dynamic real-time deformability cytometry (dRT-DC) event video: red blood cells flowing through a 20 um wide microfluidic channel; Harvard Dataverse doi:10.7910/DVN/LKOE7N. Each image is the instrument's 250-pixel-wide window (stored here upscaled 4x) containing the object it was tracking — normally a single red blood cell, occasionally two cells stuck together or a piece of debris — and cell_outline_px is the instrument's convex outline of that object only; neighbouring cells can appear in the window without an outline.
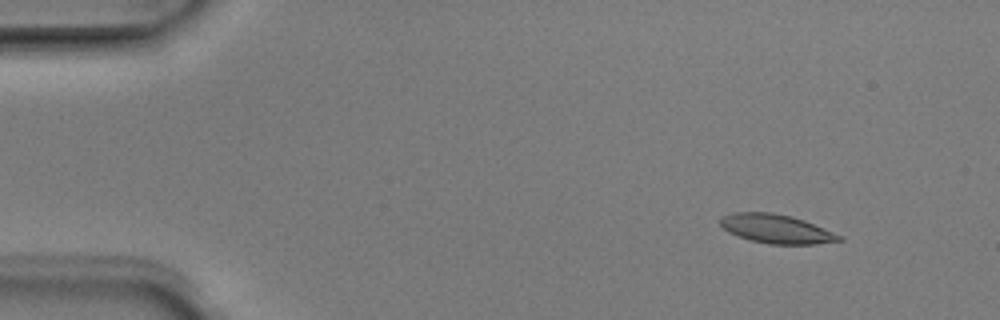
{"species": "Egyptian fruit bat (a non-hibernating species)", "species_latin": "Rousettus aegyptiacus", "temperature_condition": "room temperature", "stored_images_in_passage": 8, "camera_frame_rate_fps": 3000, "um_per_image_px": 0.085, "animal": {"sex": "male"}, "frame": {"image": 1, "passage_image": 2, "time_ms": 0.333, "image_size_px": [1000, 320], "cell_outline_px": [[844, 240], [816, 244], [768, 244], [736, 236], [728, 232], [720, 224], [720, 216], [732, 212], [772, 212], [792, 216], [804, 220], [844, 236]], "centroid_in_image_um": [65.99, 19.45], "position_along_channel_um": 19.0, "area_um2": 20.23}}
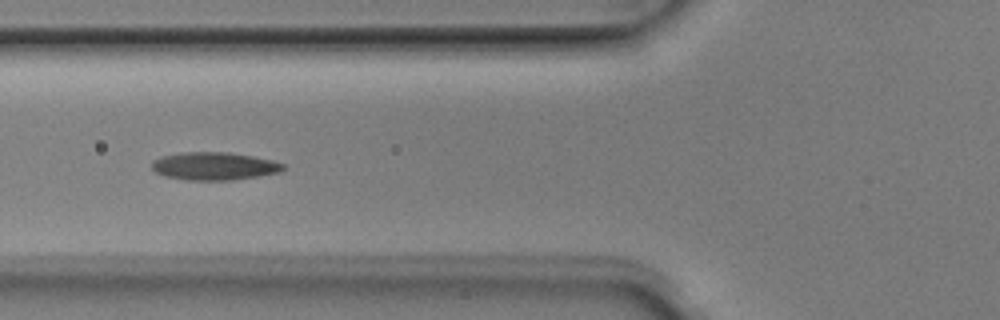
{"frame": {"image": 2, "passage_image": 6, "time_ms": 1.667, "image_size_px": [1000, 320], "cell_outline_px": [[284, 168], [280, 172], [232, 180], [188, 180], [164, 176], [156, 172], [152, 168], [152, 160], [160, 156], [184, 152], [228, 152], [252, 156], [272, 160], [284, 164]], "centroid_in_image_um": [18.17, 14.11], "position_along_channel_um": 107.6, "area_um2": 21.27}}
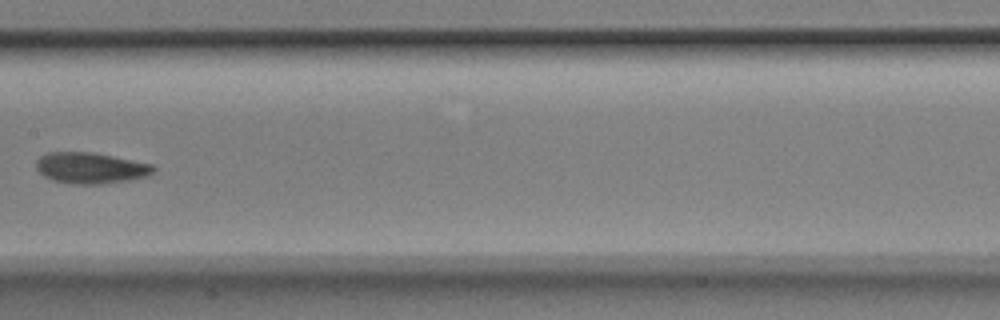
{"frame": {"image": 3, "passage_image": 8, "time_ms": 2.333, "image_size_px": [1000, 320], "cell_outline_px": [[156, 168], [148, 176], [128, 180], [104, 184], [72, 184], [52, 180], [44, 176], [36, 168], [36, 160], [40, 156], [48, 152], [96, 152], [156, 164]], "centroid_in_image_um": [7.74, 14.27], "position_along_channel_um": 199.7, "area_um2": 21.62}}